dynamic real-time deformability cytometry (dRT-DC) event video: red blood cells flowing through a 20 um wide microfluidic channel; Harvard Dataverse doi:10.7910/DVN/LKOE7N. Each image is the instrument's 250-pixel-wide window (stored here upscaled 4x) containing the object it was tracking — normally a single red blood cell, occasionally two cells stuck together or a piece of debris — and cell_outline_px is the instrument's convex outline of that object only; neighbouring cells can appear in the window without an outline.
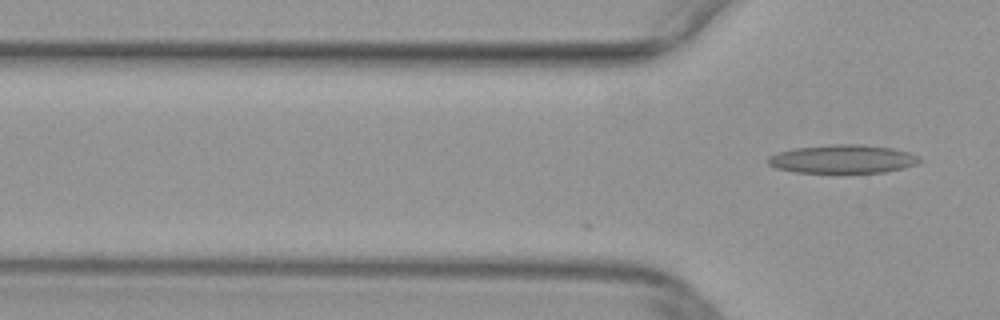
{"species": "common noctule bat (a hibernating species)", "species_latin": "Nyctalus noctula", "temperature_condition": "warm", "stored_images_in_passage": 4, "camera_frame_rate_fps": 3000, "um_per_image_px": 0.085, "animal": {"sex": "female", "body_mass_g": 29.2, "forearm_length_mm": 56.3}, "frame": {"image": 1, "passage_image": 4, "time_ms": 1.0, "image_size_px": [1000, 320], "cell_outline_px": [[924, 160], [920, 164], [904, 168], [884, 172], [796, 172], [776, 168], [768, 164], [768, 156], [776, 152], [792, 148], [836, 144], [864, 144], [892, 148], [908, 152], [920, 156]], "centroid_in_image_um": [71.67, 13.51], "position_along_channel_um": 54.1, "area_um2": 25.37}}